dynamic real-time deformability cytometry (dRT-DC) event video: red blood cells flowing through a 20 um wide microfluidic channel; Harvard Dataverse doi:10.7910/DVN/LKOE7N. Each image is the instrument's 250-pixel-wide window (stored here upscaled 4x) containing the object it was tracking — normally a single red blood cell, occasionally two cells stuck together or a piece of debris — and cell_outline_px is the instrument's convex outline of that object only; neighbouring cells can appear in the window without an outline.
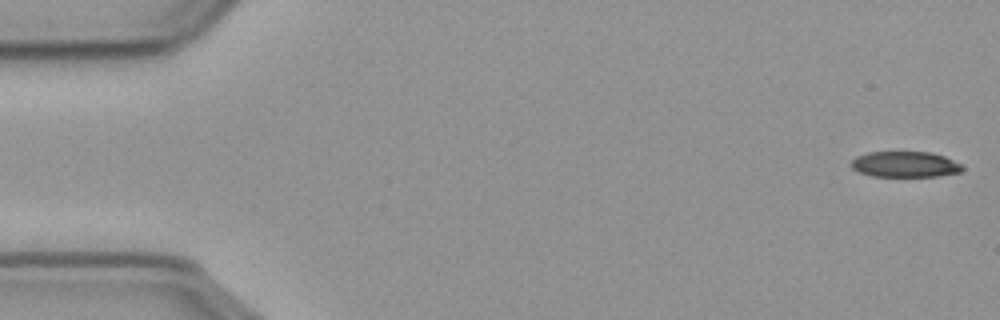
{"species": "common noctule bat (a hibernating species)", "species_latin": "Nyctalus noctula", "temperature_condition": "cold", "stored_images_in_passage": 12, "camera_frame_rate_fps": 3000, "um_per_image_px": 0.085, "animal": {"sex": "male", "body_mass_g": 23.1, "forearm_length_mm": 52.7}, "frame": {"image": 1, "passage_image": 1, "time_ms": 0.0, "image_size_px": [1000, 320], "cell_outline_px": [[964, 168], [960, 172], [940, 176], [872, 176], [860, 172], [852, 168], [848, 164], [856, 156], [868, 152], [928, 152], [944, 156], [964, 164]], "centroid_in_image_um": [76.94, 13.97], "position_along_channel_um": 8.1, "area_um2": 16.82}}